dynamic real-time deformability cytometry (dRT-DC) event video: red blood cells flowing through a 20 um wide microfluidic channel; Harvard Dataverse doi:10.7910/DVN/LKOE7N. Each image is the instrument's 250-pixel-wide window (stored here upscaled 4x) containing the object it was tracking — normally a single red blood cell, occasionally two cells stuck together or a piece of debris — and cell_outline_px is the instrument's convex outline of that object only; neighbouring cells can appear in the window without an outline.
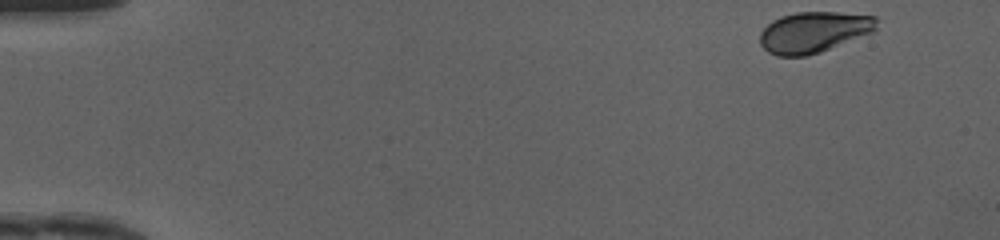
{"species": "human", "species_latin": "Homo sapiens", "temperature_condition": "cold", "stored_images_in_passage": 46, "camera_frame_rate_fps": 3000, "um_per_image_px": 0.085, "donor": {"sex": "female"}, "frame": {"image": 1, "passage_image": 1, "time_ms": 0.0, "image_size_px": [1000, 240], "cell_outline_px": [[880, 20], [876, 32], [820, 52], [808, 56], [776, 56], [768, 52], [760, 44], [760, 32], [772, 20], [780, 16], [796, 12], [836, 12], [876, 16]], "centroid_in_image_um": [69.22, 2.73], "position_along_channel_um": 15.8, "area_um2": 28.32}}
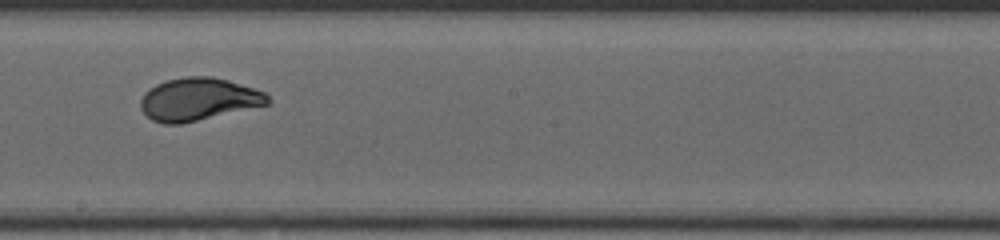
{"frame": {"image": 2, "passage_image": 26, "time_ms": 8.333, "image_size_px": [1000, 240], "cell_outline_px": [[272, 100], [268, 104], [180, 124], [164, 124], [152, 120], [140, 108], [140, 100], [144, 92], [156, 84], [168, 80], [184, 76], [212, 76], [228, 80], [264, 92]], "centroid_in_image_um": [16.84, 8.43], "position_along_channel_um": 231.4, "area_um2": 31.39}}
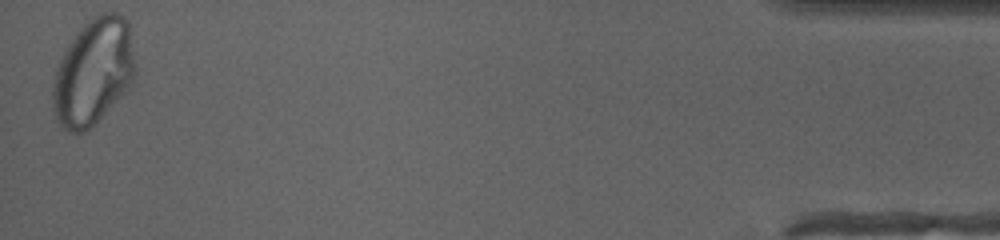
{"frame": {"image": 3, "passage_image": 46, "time_ms": 15.0, "image_size_px": [1000, 240], "cell_outline_px": [[136, 72], [132, 84], [84, 132], [76, 136], [68, 132], [56, 120], [52, 108], [52, 84], [56, 68], [64, 52], [76, 32], [88, 20], [100, 12], [116, 12], [124, 16], [128, 20], [136, 64]], "centroid_in_image_um": [7.93, 6.09], "position_along_channel_um": 427.3, "area_um2": 51.33}, "authors_computed_cell_mechanics": {"area_um2": 31.1831, "velocity_mm_per_s": 4.171, "shape_relaxation_time_tau1_ms": 3.8875, "shape_relaxation_time_tau2_ms": null, "deformation_change_tau1": 0.161, "deformation_change_tau2": null}}